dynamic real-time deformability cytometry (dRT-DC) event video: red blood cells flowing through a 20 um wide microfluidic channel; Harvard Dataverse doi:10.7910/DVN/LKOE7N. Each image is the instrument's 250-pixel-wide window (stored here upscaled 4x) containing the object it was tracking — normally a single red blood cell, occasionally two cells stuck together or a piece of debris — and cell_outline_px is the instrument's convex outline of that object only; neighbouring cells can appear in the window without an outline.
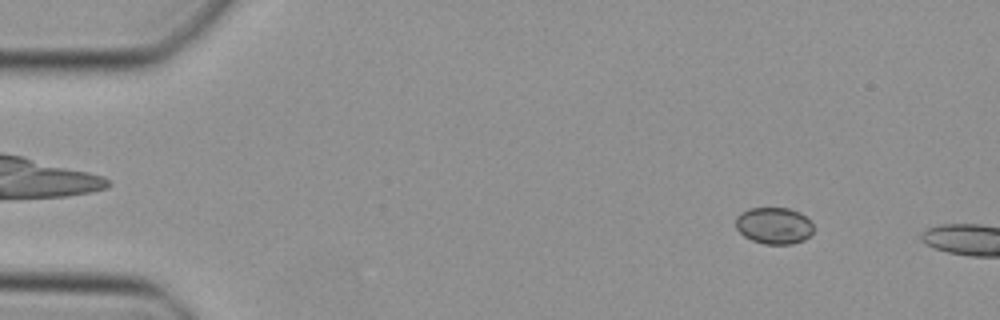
{"species": "Egyptian fruit bat (a non-hibernating species)", "species_latin": "Rousettus aegyptiacus", "temperature_condition": "cold", "stored_images_in_passage": 14, "camera_frame_rate_fps": 3000, "um_per_image_px": 0.085, "animal": {"sex": "female"}, "frame": {"image": 1, "passage_image": 5, "time_ms": 1.333, "image_size_px": [1000, 320], "cell_outline_px": [[812, 232], [804, 240], [792, 244], [764, 244], [752, 240], [744, 236], [736, 228], [736, 216], [740, 212], [748, 208], [788, 208], [800, 212], [812, 224]], "centroid_in_image_um": [65.75, 19.17], "position_along_channel_um": 19.2, "area_um2": 16.59}}